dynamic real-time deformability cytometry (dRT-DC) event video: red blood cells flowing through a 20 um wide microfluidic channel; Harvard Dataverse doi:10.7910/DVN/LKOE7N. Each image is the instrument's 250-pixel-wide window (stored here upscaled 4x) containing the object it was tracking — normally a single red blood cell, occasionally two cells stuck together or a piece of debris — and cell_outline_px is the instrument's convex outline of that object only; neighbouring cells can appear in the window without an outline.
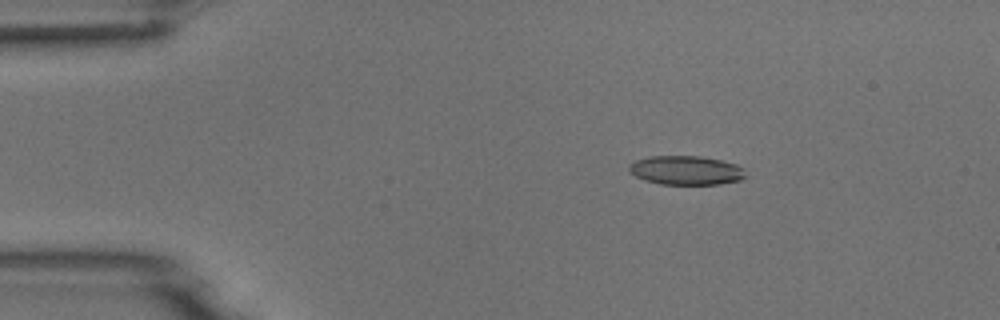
{"species": "common noctule bat (a hibernating species)", "species_latin": "Nyctalus noctula", "temperature_condition": "room temperature", "stored_images_in_passage": 5, "camera_frame_rate_fps": 3000, "um_per_image_px": 0.085, "animal": {"sex": "male", "body_mass_g": 18.8}, "frame": {"image": 1, "passage_image": 3, "time_ms": 0.667, "image_size_px": [1000, 320], "cell_outline_px": [[744, 176], [740, 180], [720, 184], [660, 184], [644, 180], [628, 172], [628, 164], [636, 160], [652, 156], [700, 156], [720, 160], [736, 164], [744, 168]], "centroid_in_image_um": [58.28, 14.47], "position_along_channel_um": 26.7, "area_um2": 19.71}}